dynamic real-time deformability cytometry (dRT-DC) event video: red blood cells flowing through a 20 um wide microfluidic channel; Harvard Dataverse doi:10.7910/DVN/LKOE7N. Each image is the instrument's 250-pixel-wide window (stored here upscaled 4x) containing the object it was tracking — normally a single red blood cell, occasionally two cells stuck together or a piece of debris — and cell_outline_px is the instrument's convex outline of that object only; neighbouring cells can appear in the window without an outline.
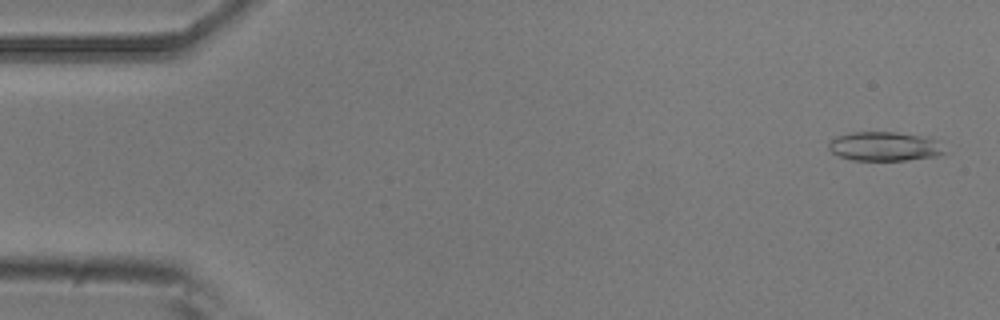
{"species": "common noctule bat (a hibernating species)", "species_latin": "Nyctalus noctula", "temperature_condition": "room temperature", "stored_images_in_passage": 52, "camera_frame_rate_fps": 3000, "um_per_image_px": 0.085, "animal": {"sex": "male", "body_mass_g": 20.5, "forearm_length_mm": 52.5}, "frame": {"image": 1, "passage_image": 2, "time_ms": 0.333, "image_size_px": [1000, 320], "cell_outline_px": [[948, 152], [936, 156], [908, 160], [852, 160], [840, 156], [832, 152], [828, 148], [828, 140], [836, 136], [852, 132], [896, 132], [928, 136], [936, 140]], "centroid_in_image_um": [75.2, 12.43], "position_along_channel_um": 9.8, "area_um2": 19.94}}
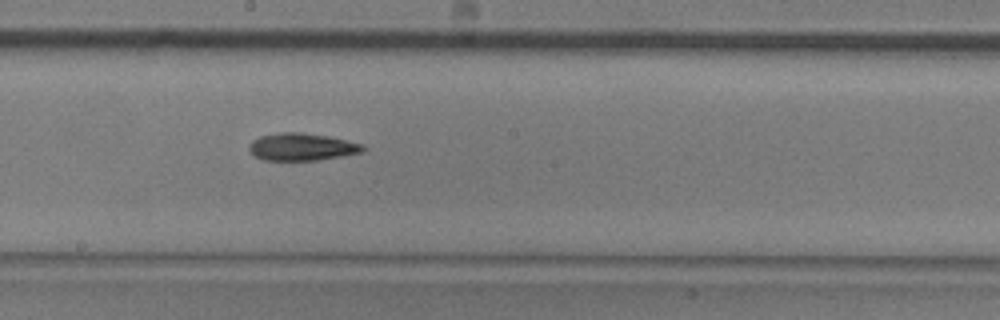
{"frame": {"image": 2, "passage_image": 28, "time_ms": 9.0, "image_size_px": [1000, 320], "cell_outline_px": [[368, 148], [360, 152], [320, 160], [264, 160], [256, 156], [248, 148], [252, 140], [260, 136], [280, 132], [300, 132], [328, 136], [364, 144]], "centroid_in_image_um": [25.67, 12.48], "position_along_channel_um": 222.5, "area_um2": 18.09}}
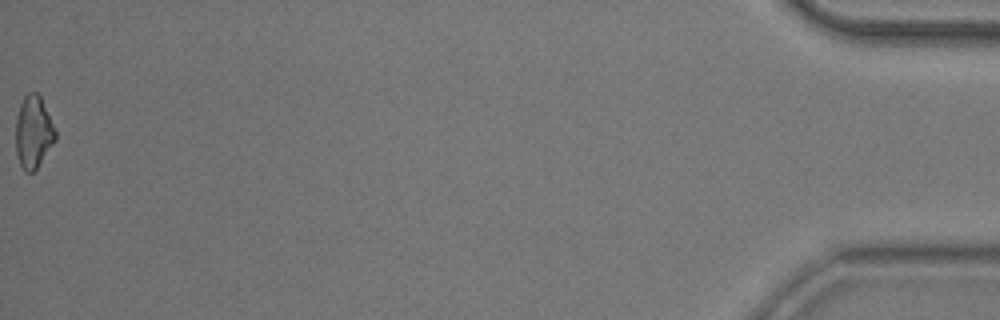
{"frame": {"image": 3, "passage_image": 52, "time_ms": 17.0, "image_size_px": [1000, 320], "cell_outline_px": [[56, 140], [36, 168], [32, 172], [24, 172], [16, 156], [16, 116], [20, 104], [24, 96], [28, 92], [36, 92], [40, 96], [56, 128]], "centroid_in_image_um": [2.84, 11.21], "position_along_channel_um": 432.4, "area_um2": 16.82}, "authors_computed_cell_mechanics": {"area_um2": 18.0914, "velocity_mm_per_s": 3.8977, "shape_relaxation_time_tau1_ms": 5.0088, "shape_relaxation_time_tau2_ms": null, "deformation_change_tau1": 0.1446, "deformation_change_tau2": null}}